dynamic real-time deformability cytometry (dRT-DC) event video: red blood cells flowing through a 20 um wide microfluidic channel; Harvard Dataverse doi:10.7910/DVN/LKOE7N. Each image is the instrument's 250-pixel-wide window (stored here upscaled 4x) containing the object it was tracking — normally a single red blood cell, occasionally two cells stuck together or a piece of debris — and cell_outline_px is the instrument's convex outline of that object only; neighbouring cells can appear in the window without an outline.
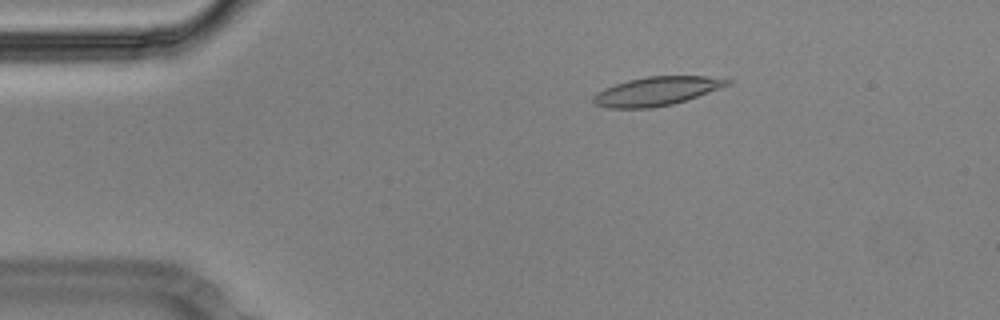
{"species": "Egyptian fruit bat (a non-hibernating species)", "species_latin": "Rousettus aegyptiacus", "temperature_condition": "cold", "stored_images_in_passage": 56, "camera_frame_rate_fps": 3000, "um_per_image_px": 0.085, "animal": {"sex": "male"}, "frame": {"image": 1, "passage_image": 10, "time_ms": 3.0, "image_size_px": [1000, 320], "cell_outline_px": [[732, 84], [672, 104], [652, 108], [608, 108], [596, 104], [592, 100], [592, 96], [596, 92], [604, 88], [628, 80], [648, 76], [708, 76], [732, 80]], "centroid_in_image_um": [55.79, 7.74], "position_along_channel_um": 29.2, "area_um2": 22.31}}
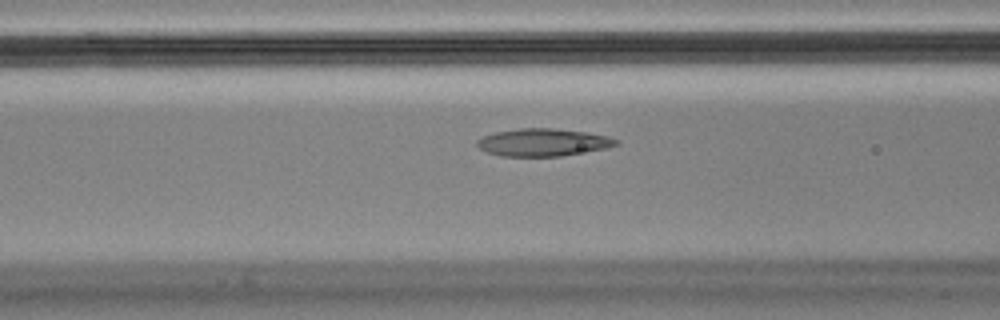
{"frame": {"image": 2, "passage_image": 22, "time_ms": 7.0, "image_size_px": [1000, 320], "cell_outline_px": [[620, 144], [604, 148], [560, 156], [500, 156], [488, 152], [480, 148], [476, 144], [476, 140], [484, 136], [496, 132], [520, 128], [552, 128], [584, 132], [608, 136], [620, 140]], "centroid_in_image_um": [46.16, 12.1], "position_along_channel_um": 120.4, "area_um2": 22.08}}
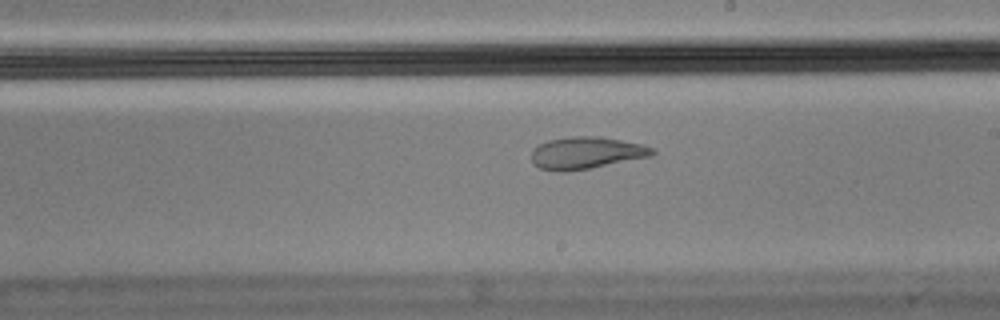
{"frame": {"image": 3, "passage_image": 32, "time_ms": 10.333, "image_size_px": [1000, 320], "cell_outline_px": [[656, 152], [652, 156], [568, 172], [560, 172], [540, 168], [532, 160], [532, 148], [548, 140], [572, 136], [600, 136], [644, 144], [656, 148]], "centroid_in_image_um": [49.87, 12.98], "position_along_channel_um": 239.1, "area_um2": 22.72}, "authors_computed_cell_mechanics": {"area_um2": 22.9466, "velocity_mm_per_s": 3.5669, "shape_relaxation_time_tau1_ms": null, "shape_relaxation_time_tau2_ms": 2.0336, "deformation_change_tau1": null, "deformation_change_tau2": 0.0862}}